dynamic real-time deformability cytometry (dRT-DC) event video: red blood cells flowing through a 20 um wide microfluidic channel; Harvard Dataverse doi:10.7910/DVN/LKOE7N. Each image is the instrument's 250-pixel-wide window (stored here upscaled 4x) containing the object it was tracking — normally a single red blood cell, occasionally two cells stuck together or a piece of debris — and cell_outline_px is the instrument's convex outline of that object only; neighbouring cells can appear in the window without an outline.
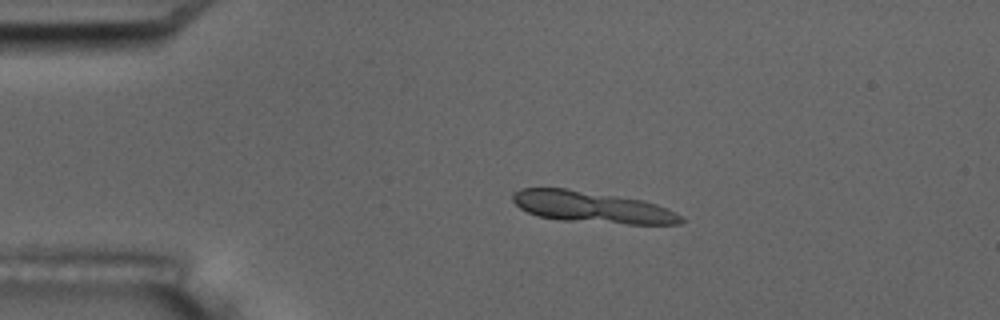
{"species": "common noctule bat (a hibernating species)", "species_latin": "Nyctalus noctula", "temperature_condition": "room temperature", "stored_images_in_passage": 15, "camera_frame_rate_fps": 3000, "um_per_image_px": 0.085, "animal": {"sex": "male", "body_mass_g": 17.5, "forearm_length_mm": 52.3}, "frame": {"image": 1, "passage_image": 3, "time_ms": 2.333, "image_size_px": [1000, 320], "cell_outline_px": [[684, 220], [680, 224], [628, 224], [560, 220], [536, 216], [520, 208], [512, 200], [512, 192], [520, 188], [568, 188], [644, 200], [668, 208], [684, 216]], "centroid_in_image_um": [50.33, 17.6], "position_along_channel_um": 34.7, "area_um2": 31.15}}